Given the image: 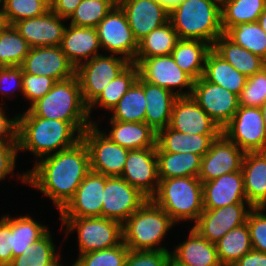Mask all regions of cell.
Wrapping results in <instances>:
<instances>
[{"mask_svg":"<svg viewBox=\"0 0 266 266\" xmlns=\"http://www.w3.org/2000/svg\"><path fill=\"white\" fill-rule=\"evenodd\" d=\"M33 167L19 179L49 197L60 212L90 172L89 152L81 139L73 147L41 158Z\"/></svg>","mask_w":266,"mask_h":266,"instance_id":"6da1fadb","label":"cell"},{"mask_svg":"<svg viewBox=\"0 0 266 266\" xmlns=\"http://www.w3.org/2000/svg\"><path fill=\"white\" fill-rule=\"evenodd\" d=\"M81 135L71 122L37 117L28 109L17 114L18 150L30 151L36 161L73 147L81 140Z\"/></svg>","mask_w":266,"mask_h":266,"instance_id":"7a4b0ae2","label":"cell"},{"mask_svg":"<svg viewBox=\"0 0 266 266\" xmlns=\"http://www.w3.org/2000/svg\"><path fill=\"white\" fill-rule=\"evenodd\" d=\"M37 117L71 122L81 133L90 125L88 106L84 103L78 77L57 81L41 99L28 107Z\"/></svg>","mask_w":266,"mask_h":266,"instance_id":"3957f363","label":"cell"},{"mask_svg":"<svg viewBox=\"0 0 266 266\" xmlns=\"http://www.w3.org/2000/svg\"><path fill=\"white\" fill-rule=\"evenodd\" d=\"M169 22L179 39L200 40L211 46L224 34L218 0H183L169 11Z\"/></svg>","mask_w":266,"mask_h":266,"instance_id":"277c9868","label":"cell"},{"mask_svg":"<svg viewBox=\"0 0 266 266\" xmlns=\"http://www.w3.org/2000/svg\"><path fill=\"white\" fill-rule=\"evenodd\" d=\"M174 223L162 208L148 199L122 224L123 242L129 250L169 251L159 244Z\"/></svg>","mask_w":266,"mask_h":266,"instance_id":"5b68a950","label":"cell"},{"mask_svg":"<svg viewBox=\"0 0 266 266\" xmlns=\"http://www.w3.org/2000/svg\"><path fill=\"white\" fill-rule=\"evenodd\" d=\"M177 224L193 221L203 212L202 182L198 177L159 179L156 194L151 198Z\"/></svg>","mask_w":266,"mask_h":266,"instance_id":"8992f818","label":"cell"},{"mask_svg":"<svg viewBox=\"0 0 266 266\" xmlns=\"http://www.w3.org/2000/svg\"><path fill=\"white\" fill-rule=\"evenodd\" d=\"M66 236L77 232L79 255L113 248L123 242L122 223L105 217L60 218Z\"/></svg>","mask_w":266,"mask_h":266,"instance_id":"52a82bcc","label":"cell"},{"mask_svg":"<svg viewBox=\"0 0 266 266\" xmlns=\"http://www.w3.org/2000/svg\"><path fill=\"white\" fill-rule=\"evenodd\" d=\"M98 123L90 125L81 135L89 152L90 171L110 176H121L129 149L113 142Z\"/></svg>","mask_w":266,"mask_h":266,"instance_id":"ba28073f","label":"cell"},{"mask_svg":"<svg viewBox=\"0 0 266 266\" xmlns=\"http://www.w3.org/2000/svg\"><path fill=\"white\" fill-rule=\"evenodd\" d=\"M131 62L126 58L110 54L98 55L85 61L76 68L82 98L89 106Z\"/></svg>","mask_w":266,"mask_h":266,"instance_id":"9c48e42d","label":"cell"},{"mask_svg":"<svg viewBox=\"0 0 266 266\" xmlns=\"http://www.w3.org/2000/svg\"><path fill=\"white\" fill-rule=\"evenodd\" d=\"M222 134L246 152H266V129L260 107L239 106Z\"/></svg>","mask_w":266,"mask_h":266,"instance_id":"30bf717a","label":"cell"},{"mask_svg":"<svg viewBox=\"0 0 266 266\" xmlns=\"http://www.w3.org/2000/svg\"><path fill=\"white\" fill-rule=\"evenodd\" d=\"M139 76L151 84L164 87L178 97L191 96L194 79L179 68L171 54L150 58H135ZM178 89L175 91V89ZM187 89L188 91H181Z\"/></svg>","mask_w":266,"mask_h":266,"instance_id":"8fae6325","label":"cell"},{"mask_svg":"<svg viewBox=\"0 0 266 266\" xmlns=\"http://www.w3.org/2000/svg\"><path fill=\"white\" fill-rule=\"evenodd\" d=\"M99 43L104 51L120 55L134 62L138 42L134 38L126 15L120 6H114L96 27Z\"/></svg>","mask_w":266,"mask_h":266,"instance_id":"7c38bea8","label":"cell"},{"mask_svg":"<svg viewBox=\"0 0 266 266\" xmlns=\"http://www.w3.org/2000/svg\"><path fill=\"white\" fill-rule=\"evenodd\" d=\"M148 198L121 176H105L101 217L124 223Z\"/></svg>","mask_w":266,"mask_h":266,"instance_id":"4fadbf2b","label":"cell"},{"mask_svg":"<svg viewBox=\"0 0 266 266\" xmlns=\"http://www.w3.org/2000/svg\"><path fill=\"white\" fill-rule=\"evenodd\" d=\"M191 97L221 129L239 108L238 95L207 81L203 76L194 80Z\"/></svg>","mask_w":266,"mask_h":266,"instance_id":"5bb4252c","label":"cell"},{"mask_svg":"<svg viewBox=\"0 0 266 266\" xmlns=\"http://www.w3.org/2000/svg\"><path fill=\"white\" fill-rule=\"evenodd\" d=\"M251 209L252 206L249 203L204 209L192 227L210 243L216 244L227 232L246 223Z\"/></svg>","mask_w":266,"mask_h":266,"instance_id":"9a60e30c","label":"cell"},{"mask_svg":"<svg viewBox=\"0 0 266 266\" xmlns=\"http://www.w3.org/2000/svg\"><path fill=\"white\" fill-rule=\"evenodd\" d=\"M121 177L151 199L159 186L156 147L129 150Z\"/></svg>","mask_w":266,"mask_h":266,"instance_id":"2e32d148","label":"cell"},{"mask_svg":"<svg viewBox=\"0 0 266 266\" xmlns=\"http://www.w3.org/2000/svg\"><path fill=\"white\" fill-rule=\"evenodd\" d=\"M244 155L243 150L221 134L202 157L198 178L203 183L227 173L241 171Z\"/></svg>","mask_w":266,"mask_h":266,"instance_id":"e0dca14e","label":"cell"},{"mask_svg":"<svg viewBox=\"0 0 266 266\" xmlns=\"http://www.w3.org/2000/svg\"><path fill=\"white\" fill-rule=\"evenodd\" d=\"M20 67L25 73L49 76L56 81L65 80L76 75V68L60 46L30 48Z\"/></svg>","mask_w":266,"mask_h":266,"instance_id":"ac0fdd59","label":"cell"},{"mask_svg":"<svg viewBox=\"0 0 266 266\" xmlns=\"http://www.w3.org/2000/svg\"><path fill=\"white\" fill-rule=\"evenodd\" d=\"M105 175L90 171L75 195L59 212L60 218L101 217Z\"/></svg>","mask_w":266,"mask_h":266,"instance_id":"d6986e66","label":"cell"},{"mask_svg":"<svg viewBox=\"0 0 266 266\" xmlns=\"http://www.w3.org/2000/svg\"><path fill=\"white\" fill-rule=\"evenodd\" d=\"M169 127L186 134H222V129L191 96L177 97L172 108Z\"/></svg>","mask_w":266,"mask_h":266,"instance_id":"ffe728a7","label":"cell"},{"mask_svg":"<svg viewBox=\"0 0 266 266\" xmlns=\"http://www.w3.org/2000/svg\"><path fill=\"white\" fill-rule=\"evenodd\" d=\"M65 20L50 9L41 16L19 20L13 26L31 48L60 46L66 29Z\"/></svg>","mask_w":266,"mask_h":266,"instance_id":"44dd1931","label":"cell"},{"mask_svg":"<svg viewBox=\"0 0 266 266\" xmlns=\"http://www.w3.org/2000/svg\"><path fill=\"white\" fill-rule=\"evenodd\" d=\"M119 6L137 42L169 22V11L157 0H123Z\"/></svg>","mask_w":266,"mask_h":266,"instance_id":"7402d4cb","label":"cell"},{"mask_svg":"<svg viewBox=\"0 0 266 266\" xmlns=\"http://www.w3.org/2000/svg\"><path fill=\"white\" fill-rule=\"evenodd\" d=\"M202 189L204 209H217L236 203H248L242 170L203 182Z\"/></svg>","mask_w":266,"mask_h":266,"instance_id":"603a6c76","label":"cell"},{"mask_svg":"<svg viewBox=\"0 0 266 266\" xmlns=\"http://www.w3.org/2000/svg\"><path fill=\"white\" fill-rule=\"evenodd\" d=\"M67 27L66 25L60 48L75 68L85 60L101 55L98 52L101 46L96 28L77 27L71 24Z\"/></svg>","mask_w":266,"mask_h":266,"instance_id":"cb8c5ba5","label":"cell"},{"mask_svg":"<svg viewBox=\"0 0 266 266\" xmlns=\"http://www.w3.org/2000/svg\"><path fill=\"white\" fill-rule=\"evenodd\" d=\"M171 259L183 266H222L216 246L203 238L193 227L187 240L170 252Z\"/></svg>","mask_w":266,"mask_h":266,"instance_id":"d4e9b609","label":"cell"},{"mask_svg":"<svg viewBox=\"0 0 266 266\" xmlns=\"http://www.w3.org/2000/svg\"><path fill=\"white\" fill-rule=\"evenodd\" d=\"M241 170L247 202L266 207V152H246Z\"/></svg>","mask_w":266,"mask_h":266,"instance_id":"484cf974","label":"cell"},{"mask_svg":"<svg viewBox=\"0 0 266 266\" xmlns=\"http://www.w3.org/2000/svg\"><path fill=\"white\" fill-rule=\"evenodd\" d=\"M220 135L189 134L171 129L159 130L156 138V152L193 153L203 157L212 142Z\"/></svg>","mask_w":266,"mask_h":266,"instance_id":"4316f807","label":"cell"},{"mask_svg":"<svg viewBox=\"0 0 266 266\" xmlns=\"http://www.w3.org/2000/svg\"><path fill=\"white\" fill-rule=\"evenodd\" d=\"M146 99L145 123L156 133L169 126L177 95L164 87L144 81Z\"/></svg>","mask_w":266,"mask_h":266,"instance_id":"83f0119b","label":"cell"},{"mask_svg":"<svg viewBox=\"0 0 266 266\" xmlns=\"http://www.w3.org/2000/svg\"><path fill=\"white\" fill-rule=\"evenodd\" d=\"M107 135L113 142L129 150L156 147L157 133L145 122H123L109 119Z\"/></svg>","mask_w":266,"mask_h":266,"instance_id":"f1b7e54d","label":"cell"},{"mask_svg":"<svg viewBox=\"0 0 266 266\" xmlns=\"http://www.w3.org/2000/svg\"><path fill=\"white\" fill-rule=\"evenodd\" d=\"M203 77L238 96L247 81L244 74L238 72L213 48L206 55Z\"/></svg>","mask_w":266,"mask_h":266,"instance_id":"f546056e","label":"cell"},{"mask_svg":"<svg viewBox=\"0 0 266 266\" xmlns=\"http://www.w3.org/2000/svg\"><path fill=\"white\" fill-rule=\"evenodd\" d=\"M212 48L246 77L253 76L266 66L264 59L235 44L224 34L216 39Z\"/></svg>","mask_w":266,"mask_h":266,"instance_id":"4dcf8cb0","label":"cell"},{"mask_svg":"<svg viewBox=\"0 0 266 266\" xmlns=\"http://www.w3.org/2000/svg\"><path fill=\"white\" fill-rule=\"evenodd\" d=\"M211 48L200 40L179 39L171 55L180 69L197 80L203 76L206 55Z\"/></svg>","mask_w":266,"mask_h":266,"instance_id":"1f68e13d","label":"cell"},{"mask_svg":"<svg viewBox=\"0 0 266 266\" xmlns=\"http://www.w3.org/2000/svg\"><path fill=\"white\" fill-rule=\"evenodd\" d=\"M158 177H198L201 170L200 155L193 153L156 152Z\"/></svg>","mask_w":266,"mask_h":266,"instance_id":"d6a6232c","label":"cell"},{"mask_svg":"<svg viewBox=\"0 0 266 266\" xmlns=\"http://www.w3.org/2000/svg\"><path fill=\"white\" fill-rule=\"evenodd\" d=\"M215 246L221 265L232 266L253 249L247 223L227 232Z\"/></svg>","mask_w":266,"mask_h":266,"instance_id":"836d02e7","label":"cell"},{"mask_svg":"<svg viewBox=\"0 0 266 266\" xmlns=\"http://www.w3.org/2000/svg\"><path fill=\"white\" fill-rule=\"evenodd\" d=\"M138 76V66L131 62L115 79L108 83L101 94L88 106L89 117H91L92 109L97 106L111 111L137 81Z\"/></svg>","mask_w":266,"mask_h":266,"instance_id":"e575fe53","label":"cell"},{"mask_svg":"<svg viewBox=\"0 0 266 266\" xmlns=\"http://www.w3.org/2000/svg\"><path fill=\"white\" fill-rule=\"evenodd\" d=\"M111 120L123 122H145L146 99L144 80L138 76L137 81L111 110Z\"/></svg>","mask_w":266,"mask_h":266,"instance_id":"d590c367","label":"cell"},{"mask_svg":"<svg viewBox=\"0 0 266 266\" xmlns=\"http://www.w3.org/2000/svg\"><path fill=\"white\" fill-rule=\"evenodd\" d=\"M265 7L264 0H223L221 2L223 32L239 23L257 22Z\"/></svg>","mask_w":266,"mask_h":266,"instance_id":"8d00e7d4","label":"cell"},{"mask_svg":"<svg viewBox=\"0 0 266 266\" xmlns=\"http://www.w3.org/2000/svg\"><path fill=\"white\" fill-rule=\"evenodd\" d=\"M179 37L170 22L153 30L138 42L135 58H150L169 55L175 48Z\"/></svg>","mask_w":266,"mask_h":266,"instance_id":"74e56055","label":"cell"},{"mask_svg":"<svg viewBox=\"0 0 266 266\" xmlns=\"http://www.w3.org/2000/svg\"><path fill=\"white\" fill-rule=\"evenodd\" d=\"M30 48L28 42L13 25L0 22V64L2 66H21Z\"/></svg>","mask_w":266,"mask_h":266,"instance_id":"f35d334b","label":"cell"},{"mask_svg":"<svg viewBox=\"0 0 266 266\" xmlns=\"http://www.w3.org/2000/svg\"><path fill=\"white\" fill-rule=\"evenodd\" d=\"M42 222L34 220L29 214L12 218V253L13 258L21 255L28 246L43 237L49 230Z\"/></svg>","mask_w":266,"mask_h":266,"instance_id":"ab89813d","label":"cell"},{"mask_svg":"<svg viewBox=\"0 0 266 266\" xmlns=\"http://www.w3.org/2000/svg\"><path fill=\"white\" fill-rule=\"evenodd\" d=\"M224 35L235 44L266 61V33L258 22L239 23L234 27H229Z\"/></svg>","mask_w":266,"mask_h":266,"instance_id":"60d3db41","label":"cell"},{"mask_svg":"<svg viewBox=\"0 0 266 266\" xmlns=\"http://www.w3.org/2000/svg\"><path fill=\"white\" fill-rule=\"evenodd\" d=\"M0 6L1 22L6 25L41 16L51 9L50 0H3Z\"/></svg>","mask_w":266,"mask_h":266,"instance_id":"b9f144b4","label":"cell"},{"mask_svg":"<svg viewBox=\"0 0 266 266\" xmlns=\"http://www.w3.org/2000/svg\"><path fill=\"white\" fill-rule=\"evenodd\" d=\"M51 238V233L48 231L28 246L21 255L13 258L9 266H49L61 256L60 253H56V246Z\"/></svg>","mask_w":266,"mask_h":266,"instance_id":"7bdbcfd3","label":"cell"},{"mask_svg":"<svg viewBox=\"0 0 266 266\" xmlns=\"http://www.w3.org/2000/svg\"><path fill=\"white\" fill-rule=\"evenodd\" d=\"M114 6L109 0H82L67 20L73 26L96 28Z\"/></svg>","mask_w":266,"mask_h":266,"instance_id":"ee69618b","label":"cell"},{"mask_svg":"<svg viewBox=\"0 0 266 266\" xmlns=\"http://www.w3.org/2000/svg\"><path fill=\"white\" fill-rule=\"evenodd\" d=\"M129 248L122 242L113 248L78 255L73 266H125Z\"/></svg>","mask_w":266,"mask_h":266,"instance_id":"f6af8a7d","label":"cell"},{"mask_svg":"<svg viewBox=\"0 0 266 266\" xmlns=\"http://www.w3.org/2000/svg\"><path fill=\"white\" fill-rule=\"evenodd\" d=\"M238 97L239 106L261 107L266 102V66L253 76L247 77Z\"/></svg>","mask_w":266,"mask_h":266,"instance_id":"bcb514c9","label":"cell"},{"mask_svg":"<svg viewBox=\"0 0 266 266\" xmlns=\"http://www.w3.org/2000/svg\"><path fill=\"white\" fill-rule=\"evenodd\" d=\"M266 207H252L246 223L249 227L253 250L266 253Z\"/></svg>","mask_w":266,"mask_h":266,"instance_id":"7dc6e473","label":"cell"},{"mask_svg":"<svg viewBox=\"0 0 266 266\" xmlns=\"http://www.w3.org/2000/svg\"><path fill=\"white\" fill-rule=\"evenodd\" d=\"M57 81L49 76H37L22 71L23 96L30 106L46 95Z\"/></svg>","mask_w":266,"mask_h":266,"instance_id":"c3c4849f","label":"cell"},{"mask_svg":"<svg viewBox=\"0 0 266 266\" xmlns=\"http://www.w3.org/2000/svg\"><path fill=\"white\" fill-rule=\"evenodd\" d=\"M170 251L129 250L125 266H168Z\"/></svg>","mask_w":266,"mask_h":266,"instance_id":"681fc988","label":"cell"},{"mask_svg":"<svg viewBox=\"0 0 266 266\" xmlns=\"http://www.w3.org/2000/svg\"><path fill=\"white\" fill-rule=\"evenodd\" d=\"M16 90H18L17 92L20 91L21 95L23 94L22 68L20 66L1 67L0 92L2 96L3 97L12 96L14 94V91Z\"/></svg>","mask_w":266,"mask_h":266,"instance_id":"f907efd6","label":"cell"},{"mask_svg":"<svg viewBox=\"0 0 266 266\" xmlns=\"http://www.w3.org/2000/svg\"><path fill=\"white\" fill-rule=\"evenodd\" d=\"M13 259L11 216L0 219V266H9Z\"/></svg>","mask_w":266,"mask_h":266,"instance_id":"816d5d0a","label":"cell"},{"mask_svg":"<svg viewBox=\"0 0 266 266\" xmlns=\"http://www.w3.org/2000/svg\"><path fill=\"white\" fill-rule=\"evenodd\" d=\"M18 141H0V182L14 172Z\"/></svg>","mask_w":266,"mask_h":266,"instance_id":"f5cc1de1","label":"cell"},{"mask_svg":"<svg viewBox=\"0 0 266 266\" xmlns=\"http://www.w3.org/2000/svg\"><path fill=\"white\" fill-rule=\"evenodd\" d=\"M0 104V141H17V115L9 118Z\"/></svg>","mask_w":266,"mask_h":266,"instance_id":"db71d44e","label":"cell"},{"mask_svg":"<svg viewBox=\"0 0 266 266\" xmlns=\"http://www.w3.org/2000/svg\"><path fill=\"white\" fill-rule=\"evenodd\" d=\"M82 0H50L51 10L61 18L68 19Z\"/></svg>","mask_w":266,"mask_h":266,"instance_id":"11a10c76","label":"cell"},{"mask_svg":"<svg viewBox=\"0 0 266 266\" xmlns=\"http://www.w3.org/2000/svg\"><path fill=\"white\" fill-rule=\"evenodd\" d=\"M232 266H266V253L252 249Z\"/></svg>","mask_w":266,"mask_h":266,"instance_id":"9f6ffc18","label":"cell"},{"mask_svg":"<svg viewBox=\"0 0 266 266\" xmlns=\"http://www.w3.org/2000/svg\"><path fill=\"white\" fill-rule=\"evenodd\" d=\"M157 1L160 4H162L168 11H170L172 8L181 3L183 0H157Z\"/></svg>","mask_w":266,"mask_h":266,"instance_id":"6f0895ef","label":"cell"},{"mask_svg":"<svg viewBox=\"0 0 266 266\" xmlns=\"http://www.w3.org/2000/svg\"><path fill=\"white\" fill-rule=\"evenodd\" d=\"M257 22L259 23L262 30L266 33V7L263 10V12L261 13V15L259 16Z\"/></svg>","mask_w":266,"mask_h":266,"instance_id":"680465c9","label":"cell"},{"mask_svg":"<svg viewBox=\"0 0 266 266\" xmlns=\"http://www.w3.org/2000/svg\"><path fill=\"white\" fill-rule=\"evenodd\" d=\"M260 110L262 112V117H263L265 129H266V102L260 107Z\"/></svg>","mask_w":266,"mask_h":266,"instance_id":"91938a15","label":"cell"},{"mask_svg":"<svg viewBox=\"0 0 266 266\" xmlns=\"http://www.w3.org/2000/svg\"><path fill=\"white\" fill-rule=\"evenodd\" d=\"M59 260H60V256L53 263H51L49 266H62L60 264L61 261H59ZM71 266H73V264Z\"/></svg>","mask_w":266,"mask_h":266,"instance_id":"94428289","label":"cell"},{"mask_svg":"<svg viewBox=\"0 0 266 266\" xmlns=\"http://www.w3.org/2000/svg\"><path fill=\"white\" fill-rule=\"evenodd\" d=\"M111 3H113L115 6H119L123 0H109Z\"/></svg>","mask_w":266,"mask_h":266,"instance_id":"6125c7cd","label":"cell"},{"mask_svg":"<svg viewBox=\"0 0 266 266\" xmlns=\"http://www.w3.org/2000/svg\"><path fill=\"white\" fill-rule=\"evenodd\" d=\"M168 266H183V265H179L177 263H175L172 259L170 260V263Z\"/></svg>","mask_w":266,"mask_h":266,"instance_id":"be15d7a7","label":"cell"}]
</instances>
